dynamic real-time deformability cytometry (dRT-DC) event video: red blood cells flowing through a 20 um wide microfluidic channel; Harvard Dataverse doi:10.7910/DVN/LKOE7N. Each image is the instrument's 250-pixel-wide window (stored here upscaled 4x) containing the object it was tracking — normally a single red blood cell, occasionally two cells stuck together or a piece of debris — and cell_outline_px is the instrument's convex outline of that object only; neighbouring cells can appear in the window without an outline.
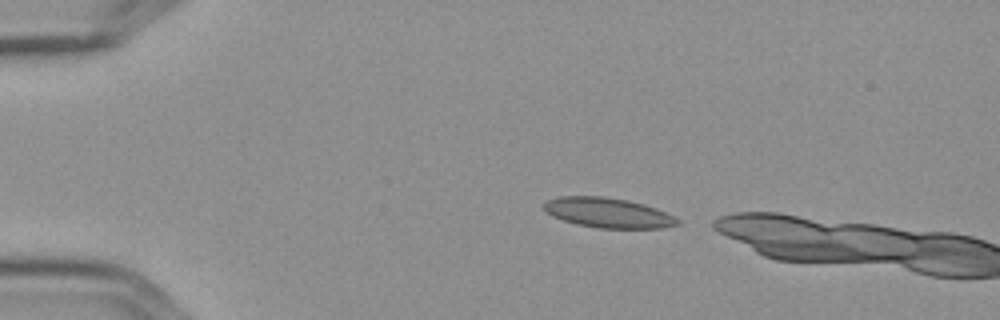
{"species": "Egyptian fruit bat (a non-hibernating species)", "species_latin": "Rousettus aegyptiacus", "temperature_condition": "cold", "stored_images_in_passage": 2, "camera_frame_rate_fps": 3000, "um_per_image_px": 0.085, "frame": {"image": 1, "passage_image": 1, "time_ms": 0.0, "image_size_px": [1000, 320], "cell_outline_px": [[680, 224], [660, 228], [596, 228], [576, 224], [552, 216], [544, 208], [544, 200], [556, 196], [604, 196], [628, 200], [644, 204], [656, 208], [676, 216], [680, 220]], "centroid_in_image_um": [51.69, 18.08], "position_along_channel_um": 33.3, "area_um2": 23.52}}